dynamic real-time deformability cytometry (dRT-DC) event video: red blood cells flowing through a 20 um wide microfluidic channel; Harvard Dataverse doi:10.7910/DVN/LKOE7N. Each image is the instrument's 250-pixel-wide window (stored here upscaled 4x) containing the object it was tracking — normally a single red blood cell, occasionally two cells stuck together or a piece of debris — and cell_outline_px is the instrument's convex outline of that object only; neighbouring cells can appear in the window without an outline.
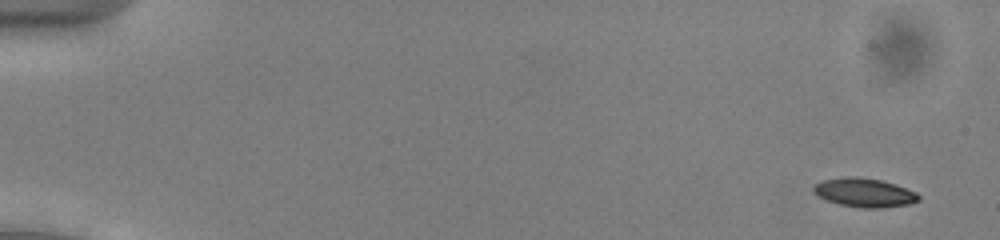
{"species": "common noctule bat (a hibernating species)", "species_latin": "Nyctalus noctula", "temperature_condition": "cold", "stored_images_in_passage": 54, "camera_frame_rate_fps": 3000, "um_per_image_px": 0.085, "animal": {"sex": "male", "body_mass_g": 13.0, "forearm_length_mm": 53.1}, "frame": {"image": 1, "passage_image": 3, "time_ms": 0.667, "image_size_px": [1000, 240], "cell_outline_px": [[920, 200], [908, 204], [884, 208], [860, 208], [840, 204], [824, 200], [812, 192], [812, 188], [820, 180], [844, 176], [856, 176], [880, 180], [896, 184], [916, 192], [920, 196]], "centroid_in_image_um": [73.44, 16.37], "position_along_channel_um": 11.6, "area_um2": 17.98}}
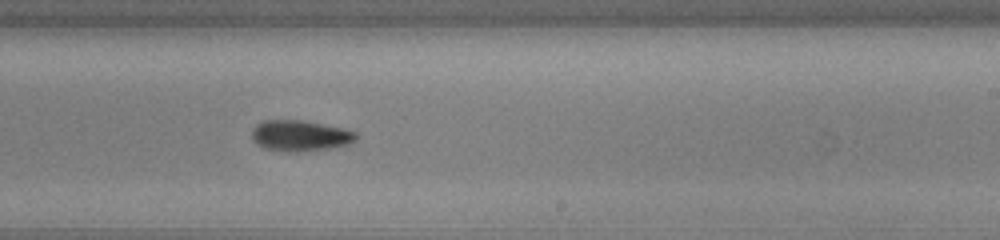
{"frame": {"image": 2, "passage_image": 34, "time_ms": 11.0, "image_size_px": [1000, 240], "cell_outline_px": [[356, 140], [352, 144], [332, 148], [296, 152], [288, 152], [264, 148], [256, 144], [252, 140], [252, 128], [264, 120], [300, 120], [344, 128], [356, 132]], "centroid_in_image_um": [25.52, 11.54], "position_along_channel_um": 263.5, "area_um2": 18.9}}
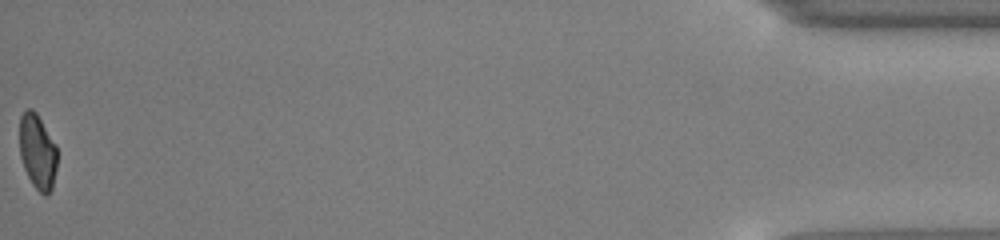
{"frame": {"image": 3, "passage_image": 54, "time_ms": 17.667, "image_size_px": [1000, 240], "cell_outline_px": [[56, 168], [52, 188], [44, 196], [32, 184], [24, 168], [20, 156], [20, 116], [28, 108], [32, 108], [36, 112], [56, 144]], "centroid_in_image_um": [3.18, 12.87], "position_along_channel_um": 432.0, "area_um2": 16.3}, "authors_computed_cell_mechanics": {"area_um2": 18.0625, "velocity_mm_per_s": 3.9096, "shape_relaxation_time_tau1_ms": 2.3763, "shape_relaxation_time_tau2_ms": null, "deformation_change_tau1": 0.1067, "deformation_change_tau2": null}}